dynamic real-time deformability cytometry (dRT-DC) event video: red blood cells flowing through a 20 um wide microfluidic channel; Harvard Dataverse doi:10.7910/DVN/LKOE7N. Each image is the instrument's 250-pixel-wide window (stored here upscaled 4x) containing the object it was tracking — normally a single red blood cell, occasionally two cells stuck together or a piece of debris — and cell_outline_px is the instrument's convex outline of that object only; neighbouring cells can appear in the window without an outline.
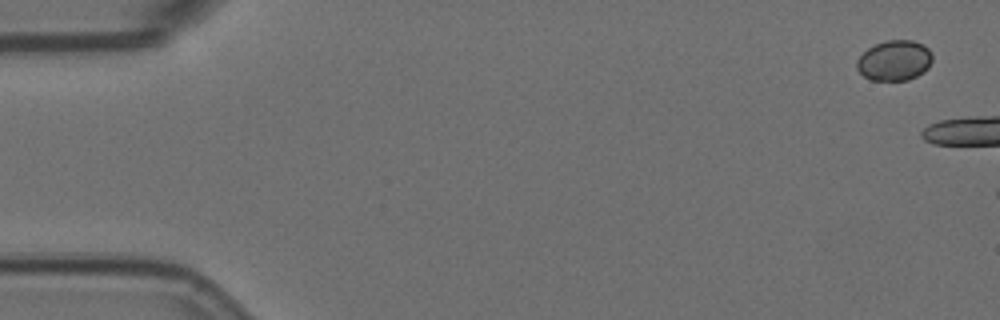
{"species": "Egyptian fruit bat (a non-hibernating species)", "species_latin": "Rousettus aegyptiacus", "temperature_condition": "room temperature", "stored_images_in_passage": 5, "camera_frame_rate_fps": 3000, "um_per_image_px": 0.085, "animal": {"sex": "female"}, "frame": {"image": 1, "passage_image": 1, "time_ms": 0.0, "image_size_px": [1000, 320], "cell_outline_px": [[932, 60], [928, 68], [924, 72], [908, 80], [872, 80], [864, 76], [856, 68], [856, 60], [868, 48], [876, 44], [888, 40], [912, 40], [924, 44], [932, 52]], "centroid_in_image_um": [76.04, 5.14], "position_along_channel_um": 9.0, "area_um2": 17.8}}